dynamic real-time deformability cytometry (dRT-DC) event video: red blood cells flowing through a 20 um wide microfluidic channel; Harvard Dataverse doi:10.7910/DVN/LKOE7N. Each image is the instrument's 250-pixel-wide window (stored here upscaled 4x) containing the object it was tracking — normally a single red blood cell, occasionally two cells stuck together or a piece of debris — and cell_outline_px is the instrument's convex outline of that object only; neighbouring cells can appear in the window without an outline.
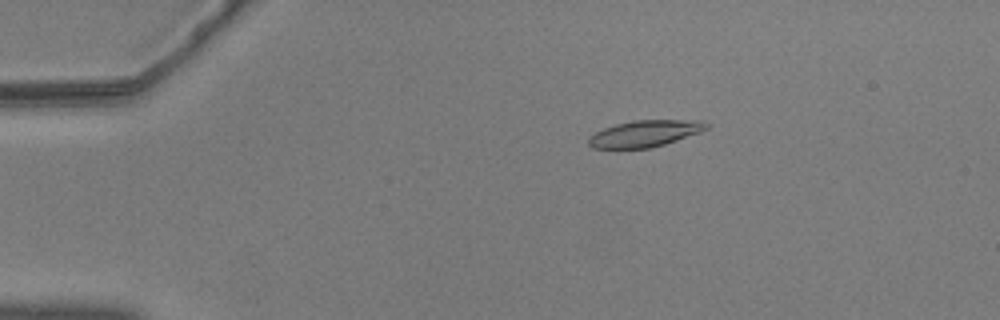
{"species": "common noctule bat (a hibernating species)", "species_latin": "Nyctalus noctula", "temperature_condition": "warm", "stored_images_in_passage": 56, "camera_frame_rate_fps": 3000, "um_per_image_px": 0.085, "animal": {"sex": "male", "body_mass_g": 20.5, "forearm_length_mm": 52.5}, "frame": {"image": 1, "passage_image": 11, "time_ms": 3.333, "image_size_px": [1000, 320], "cell_outline_px": [[712, 124], [708, 128], [700, 132], [664, 144], [648, 148], [616, 152], [592, 148], [588, 144], [588, 136], [604, 128], [616, 124], [632, 120], [704, 120]], "centroid_in_image_um": [54.74, 11.39], "position_along_channel_um": 30.3, "area_um2": 19.07}}
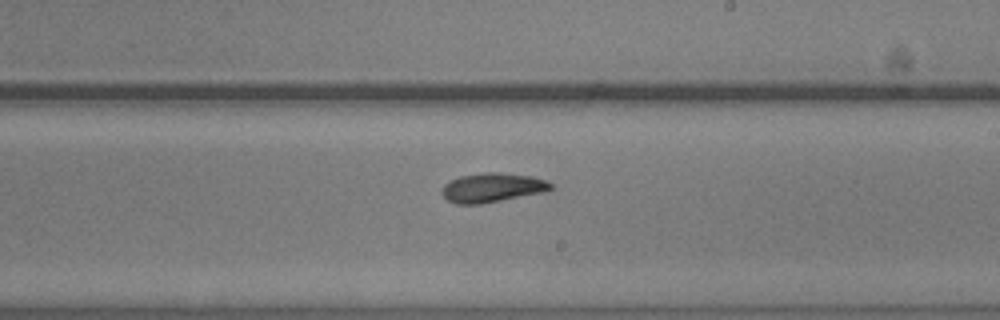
{"frame": {"image": 2, "passage_image": 34, "time_ms": 11.0, "image_size_px": [1000, 320], "cell_outline_px": [[552, 188], [544, 192], [480, 204], [456, 204], [448, 200], [440, 192], [444, 184], [460, 176], [480, 172], [500, 172], [532, 176], [544, 180], [552, 184]], "centroid_in_image_um": [41.81, 15.94], "position_along_channel_um": 247.2, "area_um2": 18.5}}
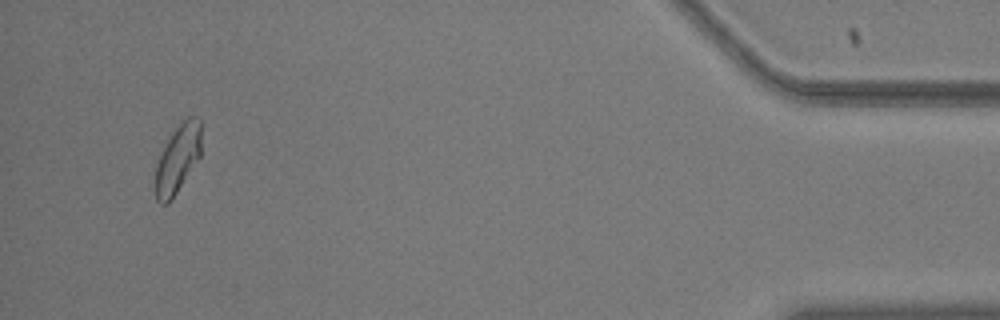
{"frame": {"image": 3, "passage_image": 54, "time_ms": 17.667, "image_size_px": [1000, 320], "cell_outline_px": [[200, 156], [172, 200], [168, 204], [160, 204], [156, 200], [152, 184], [156, 164], [172, 132], [188, 116], [196, 116], [200, 120]], "centroid_in_image_um": [15.05, 13.59], "position_along_channel_um": 420.1, "area_um2": 18.44}, "authors_computed_cell_mechanics": {"area_um2": 18.4382, "velocity_mm_per_s": 3.6467, "shape_relaxation_time_tau1_ms": 8.4646, "shape_relaxation_time_tau2_ms": null, "deformation_change_tau1": 0.214, "deformation_change_tau2": null}}